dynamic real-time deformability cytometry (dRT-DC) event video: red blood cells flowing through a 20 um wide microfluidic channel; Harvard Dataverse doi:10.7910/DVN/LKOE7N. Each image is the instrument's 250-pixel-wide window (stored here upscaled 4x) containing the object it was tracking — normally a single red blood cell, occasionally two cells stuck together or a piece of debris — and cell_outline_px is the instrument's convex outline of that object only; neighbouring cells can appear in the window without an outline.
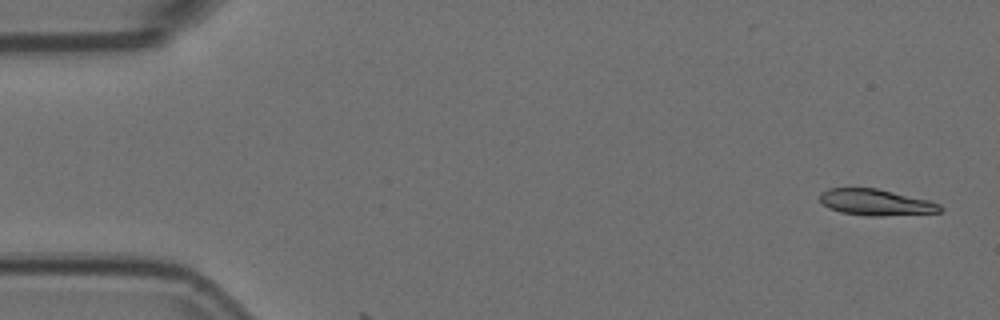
{"species": "Egyptian fruit bat (a non-hibernating species)", "species_latin": "Rousettus aegyptiacus", "temperature_condition": "room temperature", "stored_images_in_passage": 6, "camera_frame_rate_fps": 3000, "um_per_image_px": 0.085, "animal": {"sex": "female"}, "frame": {"image": 1, "passage_image": 1, "time_ms": 0.0, "image_size_px": [1000, 320], "cell_outline_px": [[944, 208], [940, 212], [884, 216], [868, 216], [840, 212], [828, 208], [820, 200], [820, 192], [828, 188], [876, 188], [928, 200], [940, 204]], "centroid_in_image_um": [74.44, 17.2], "position_along_channel_um": 10.6, "area_um2": 18.38}}
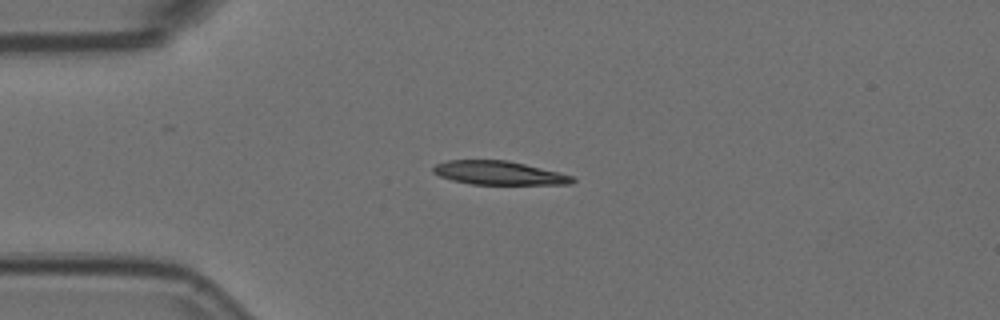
{"frame": {"image": 2, "passage_image": 4, "time_ms": 1.0, "image_size_px": [1000, 320], "cell_outline_px": [[576, 180], [572, 184], [472, 184], [452, 180], [440, 176], [432, 172], [432, 168], [436, 164], [448, 160], [508, 160], [560, 172], [576, 176]], "centroid_in_image_um": [42.45, 14.7], "position_along_channel_um": 42.6, "area_um2": 19.31}}
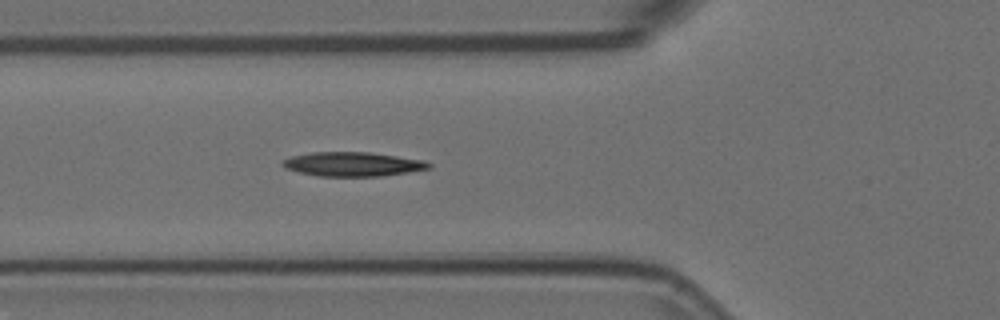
{"frame": {"image": 3, "passage_image": 6, "time_ms": 1.667, "image_size_px": [1000, 320], "cell_outline_px": [[432, 168], [408, 172], [380, 176], [316, 176], [284, 168], [280, 164], [284, 160], [292, 156], [312, 152], [368, 152], [424, 160], [432, 164]], "centroid_in_image_um": [29.98, 13.95], "position_along_channel_um": 95.8, "area_um2": 20.58}}